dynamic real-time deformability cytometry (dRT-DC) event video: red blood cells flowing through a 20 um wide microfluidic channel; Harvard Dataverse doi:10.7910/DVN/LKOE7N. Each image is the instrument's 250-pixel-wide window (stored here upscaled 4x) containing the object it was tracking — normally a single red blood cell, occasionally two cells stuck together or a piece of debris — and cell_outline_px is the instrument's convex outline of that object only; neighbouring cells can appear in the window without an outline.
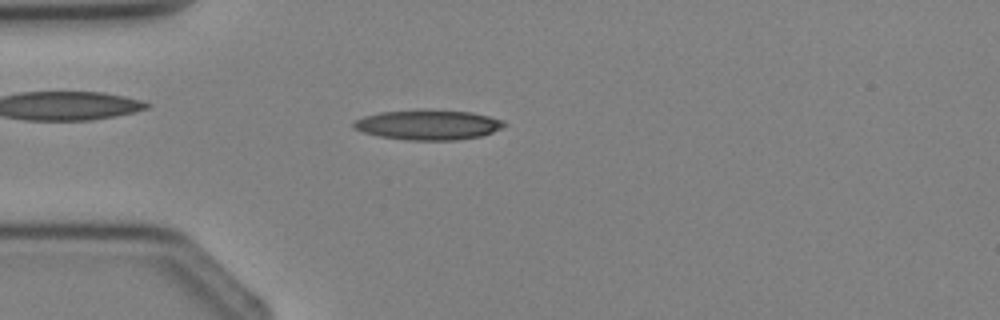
{"species": "Egyptian fruit bat (a non-hibernating species)", "species_latin": "Rousettus aegyptiacus", "temperature_condition": "cold", "stored_images_in_passage": 3, "camera_frame_rate_fps": 3000, "um_per_image_px": 0.085, "animal": {"sex": "female"}, "frame": {"image": 1, "passage_image": 3, "time_ms": 2.333, "image_size_px": [1000, 320], "cell_outline_px": [[508, 124], [504, 128], [480, 136], [456, 140], [408, 140], [380, 136], [364, 132], [352, 128], [352, 120], [364, 116], [380, 112], [472, 112], [504, 120]], "centroid_in_image_um": [36.41, 10.65], "position_along_channel_um": 48.6, "area_um2": 25.49}}